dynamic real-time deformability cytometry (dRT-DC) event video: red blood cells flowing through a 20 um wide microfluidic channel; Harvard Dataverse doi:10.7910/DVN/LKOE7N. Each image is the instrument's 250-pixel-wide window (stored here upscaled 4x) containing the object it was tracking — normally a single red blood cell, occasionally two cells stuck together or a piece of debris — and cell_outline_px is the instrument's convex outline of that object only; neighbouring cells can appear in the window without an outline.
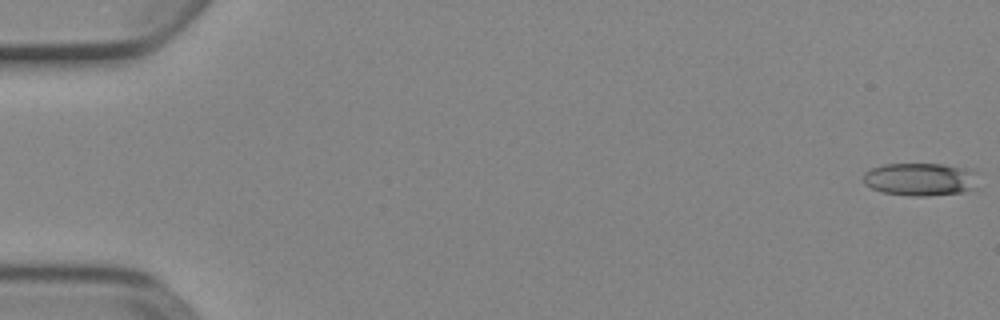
{"species": "Egyptian fruit bat (a non-hibernating species)", "species_latin": "Rousettus aegyptiacus", "temperature_condition": "cold", "stored_images_in_passage": 6, "camera_frame_rate_fps": 3000, "um_per_image_px": 0.085, "animal": {"sex": "female"}, "frame": {"image": 1, "passage_image": 1, "time_ms": 0.0, "image_size_px": [1000, 320], "cell_outline_px": [[972, 172], [968, 188], [964, 192], [928, 196], [908, 196], [884, 192], [872, 188], [864, 184], [864, 172], [872, 168], [884, 164], [940, 164], [972, 168]], "centroid_in_image_um": [78.08, 15.23], "position_along_channel_um": 6.9, "area_um2": 21.39}}
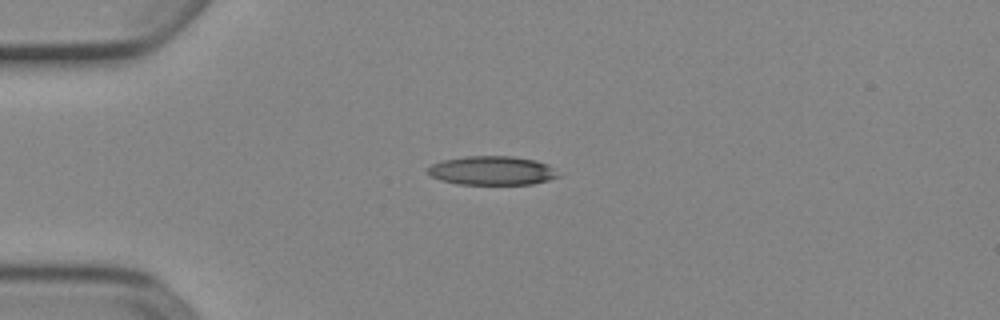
{"frame": {"image": 2, "passage_image": 5, "time_ms": 1.333, "image_size_px": [1000, 320], "cell_outline_px": [[560, 176], [548, 180], [532, 184], [456, 184], [440, 180], [432, 176], [428, 172], [428, 168], [432, 164], [444, 160], [464, 156], [512, 156], [536, 160], [548, 164]], "centroid_in_image_um": [41.82, 14.5], "position_along_channel_um": 43.2, "area_um2": 21.91}}